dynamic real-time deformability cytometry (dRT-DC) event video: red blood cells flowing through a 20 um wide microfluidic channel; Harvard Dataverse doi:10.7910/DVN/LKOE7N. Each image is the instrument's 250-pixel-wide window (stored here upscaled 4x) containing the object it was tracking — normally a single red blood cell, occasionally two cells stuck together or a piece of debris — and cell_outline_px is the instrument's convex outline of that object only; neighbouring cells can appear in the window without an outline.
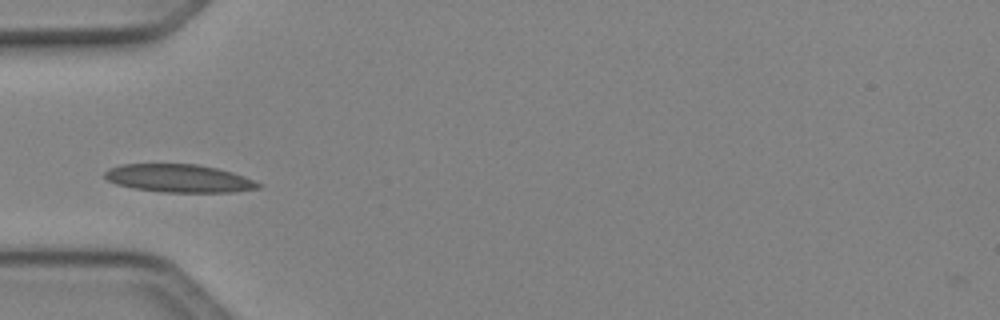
{"species": "Egyptian fruit bat (a non-hibernating species)", "species_latin": "Rousettus aegyptiacus", "temperature_condition": "cold", "stored_images_in_passage": 34, "camera_frame_rate_fps": 3000, "um_per_image_px": 0.085, "animal": {"sex": "female"}, "frame": {"image": 1, "passage_image": 1, "time_ms": 0.0, "image_size_px": [1000, 320], "cell_outline_px": [[264, 184], [260, 188], [232, 192], [160, 192], [132, 188], [116, 184], [108, 180], [104, 176], [104, 172], [108, 168], [120, 164], [196, 164], [216, 168], [232, 172], [244, 176]], "centroid_in_image_um": [15.21, 15.16], "position_along_channel_um": 69.8, "area_um2": 25.2}}
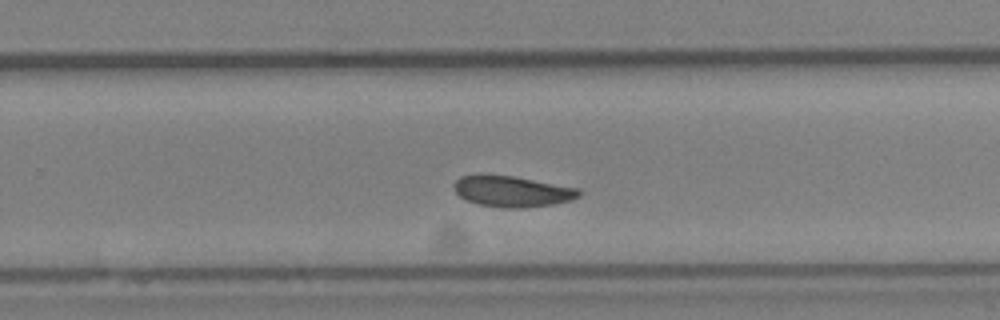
{"frame": {"image": 2, "passage_image": 17, "time_ms": 5.333, "image_size_px": [1000, 320], "cell_outline_px": [[580, 196], [572, 200], [556, 204], [520, 208], [500, 208], [480, 204], [468, 200], [460, 196], [452, 188], [452, 184], [460, 176], [480, 172], [512, 176], [580, 188]], "centroid_in_image_um": [43.5, 16.24], "position_along_channel_um": 286.3, "area_um2": 23.06}}
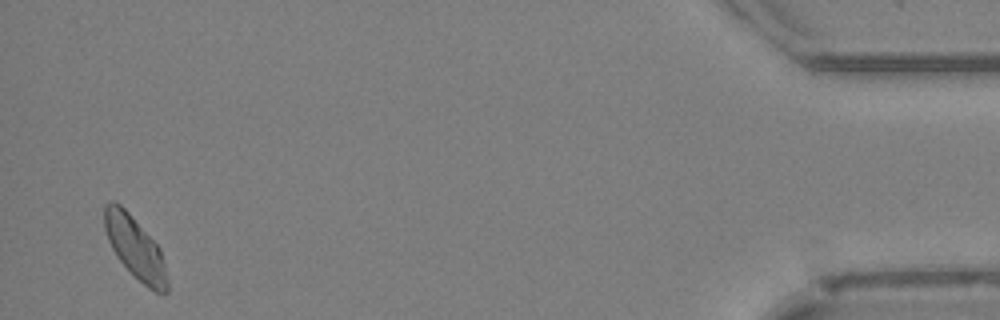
{"frame": {"image": 3, "passage_image": 33, "time_ms": 10.667, "image_size_px": [1000, 320], "cell_outline_px": [[168, 292], [156, 292], [148, 288], [116, 256], [108, 240], [104, 228], [104, 204], [112, 200], [120, 204], [128, 212], [160, 248], [164, 264], [168, 284]], "centroid_in_image_um": [11.46, 21.02], "position_along_channel_um": 423.7, "area_um2": 22.2}, "authors_computed_cell_mechanics": {"area_um2": 22.4842, "velocity_mm_per_s": 4.0809, "shape_relaxation_time_tau1_ms": 5.3805, "shape_relaxation_time_tau2_ms": 2.9072, "deformation_change_tau1": 0.1119, "deformation_change_tau2": 0.0489}}